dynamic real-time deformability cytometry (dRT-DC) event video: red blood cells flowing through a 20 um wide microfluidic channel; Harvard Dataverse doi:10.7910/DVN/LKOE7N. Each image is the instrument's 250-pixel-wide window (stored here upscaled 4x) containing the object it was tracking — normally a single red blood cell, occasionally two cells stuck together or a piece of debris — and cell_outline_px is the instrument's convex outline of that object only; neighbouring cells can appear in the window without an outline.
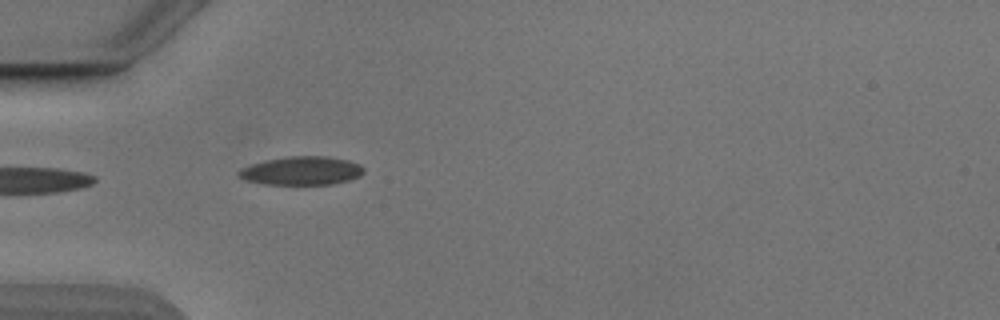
{"species": "Egyptian fruit bat (a non-hibernating species)", "species_latin": "Rousettus aegyptiacus", "temperature_condition": "cold", "stored_images_in_passage": 4, "camera_frame_rate_fps": 3000, "um_per_image_px": 0.085, "animal": {"sex": "male"}, "frame": {"image": 1, "passage_image": 1, "time_ms": 0.0, "image_size_px": [1000, 320], "cell_outline_px": [[364, 172], [360, 176], [348, 180], [332, 184], [264, 184], [244, 180], [236, 172], [240, 168], [252, 164], [268, 160], [288, 156], [328, 156], [348, 160], [360, 164], [364, 168]], "centroid_in_image_um": [25.65, 14.51], "position_along_channel_um": 59.4, "area_um2": 20.75}}